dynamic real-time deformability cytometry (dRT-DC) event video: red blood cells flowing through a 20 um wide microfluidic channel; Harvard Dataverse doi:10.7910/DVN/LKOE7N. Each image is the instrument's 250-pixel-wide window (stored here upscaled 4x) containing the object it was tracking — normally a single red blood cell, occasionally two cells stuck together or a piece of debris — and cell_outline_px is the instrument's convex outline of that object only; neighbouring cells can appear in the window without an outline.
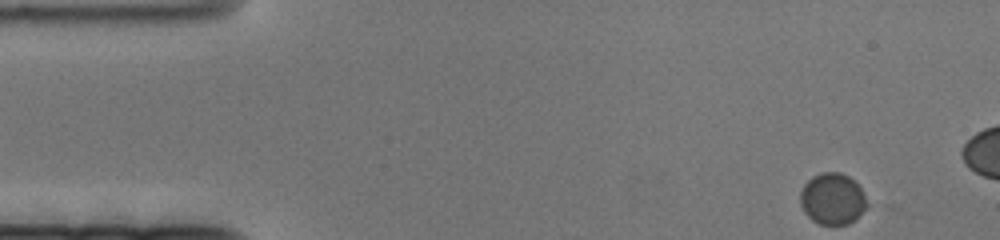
{"species": "human", "species_latin": "Homo sapiens", "temperature_condition": "cold", "stored_images_in_passage": 18, "camera_frame_rate_fps": 3000, "um_per_image_px": 0.085, "donor": {"sex": "female"}, "frame": {"image": 1, "passage_image": 1, "time_ms": 0.0, "image_size_px": [1000, 240], "cell_outline_px": [[872, 204], [848, 224], [820, 224], [812, 220], [804, 212], [800, 204], [800, 192], [804, 184], [812, 176], [820, 172], [840, 172], [848, 176], [860, 188]], "centroid_in_image_um": [70.78, 16.89], "position_along_channel_um": 14.2, "area_um2": 20.17}}